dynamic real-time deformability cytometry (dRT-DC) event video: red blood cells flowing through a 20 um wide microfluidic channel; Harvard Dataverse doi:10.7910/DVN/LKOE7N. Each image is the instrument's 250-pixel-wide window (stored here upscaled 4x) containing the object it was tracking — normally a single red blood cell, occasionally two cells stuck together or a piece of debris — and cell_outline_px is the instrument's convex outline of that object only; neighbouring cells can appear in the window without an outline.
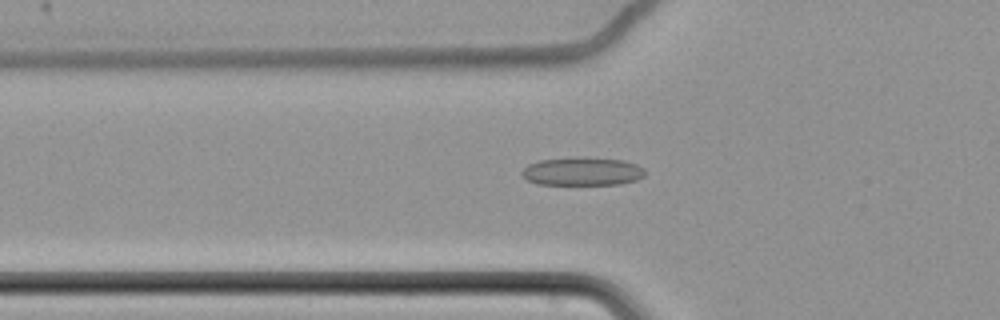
{"species": "common noctule bat (a hibernating species)", "species_latin": "Nyctalus noctula", "temperature_condition": "cold", "stored_images_in_passage": 63, "camera_frame_rate_fps": 3000, "um_per_image_px": 0.085, "animal": {"sex": "female", "body_mass_g": 22.7, "forearm_length_mm": 54.2}, "frame": {"image": 1, "passage_image": 25, "time_ms": 8.0, "image_size_px": [1000, 320], "cell_outline_px": [[644, 176], [636, 180], [620, 184], [536, 184], [528, 180], [520, 172], [528, 164], [540, 160], [576, 156], [584, 156], [624, 160], [636, 164], [644, 168]], "centroid_in_image_um": [49.5, 14.55], "position_along_channel_um": 76.3, "area_um2": 20.52}}
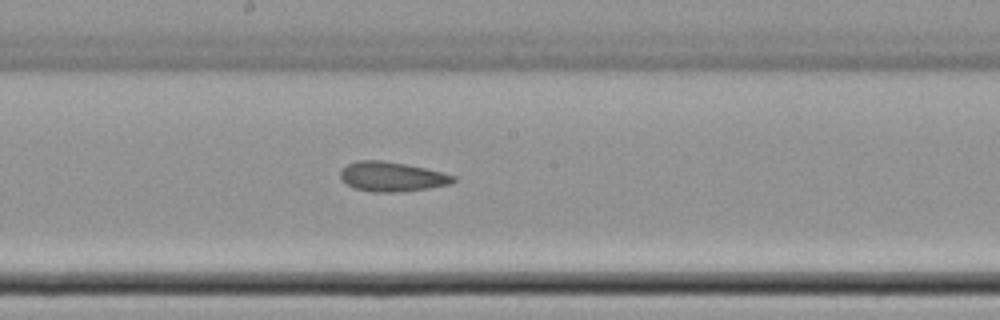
{"frame": {"image": 2, "passage_image": 37, "time_ms": 12.0, "image_size_px": [1000, 320], "cell_outline_px": [[456, 180], [452, 184], [428, 188], [400, 192], [372, 192], [356, 188], [348, 184], [340, 176], [340, 172], [348, 164], [356, 160], [380, 160], [404, 164], [444, 172], [456, 176]], "centroid_in_image_um": [33.36, 15.02], "position_along_channel_um": 214.8, "area_um2": 19.36}}
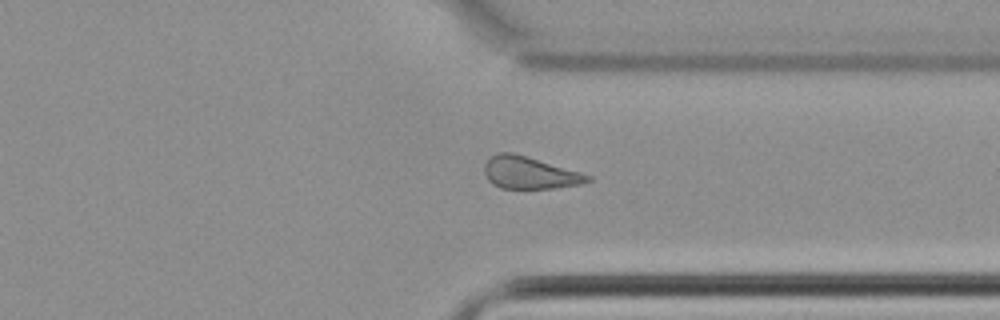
{"frame": {"image": 3, "passage_image": 50, "time_ms": 16.333, "image_size_px": [1000, 320], "cell_outline_px": [[592, 180], [580, 184], [556, 188], [500, 188], [492, 184], [488, 180], [484, 172], [484, 164], [492, 156], [500, 152], [512, 152], [580, 172], [592, 176]], "centroid_in_image_um": [45.0, 14.69], "position_along_channel_um": 366.4, "area_um2": 19.19}, "authors_computed_cell_mechanics": {"area_um2": 20.6346, "velocity_mm_per_s": 3.4861, "shape_relaxation_time_tau1_ms": null, "shape_relaxation_time_tau2_ms": 3.1848, "deformation_change_tau1": null, "deformation_change_tau2": 0.0987}}